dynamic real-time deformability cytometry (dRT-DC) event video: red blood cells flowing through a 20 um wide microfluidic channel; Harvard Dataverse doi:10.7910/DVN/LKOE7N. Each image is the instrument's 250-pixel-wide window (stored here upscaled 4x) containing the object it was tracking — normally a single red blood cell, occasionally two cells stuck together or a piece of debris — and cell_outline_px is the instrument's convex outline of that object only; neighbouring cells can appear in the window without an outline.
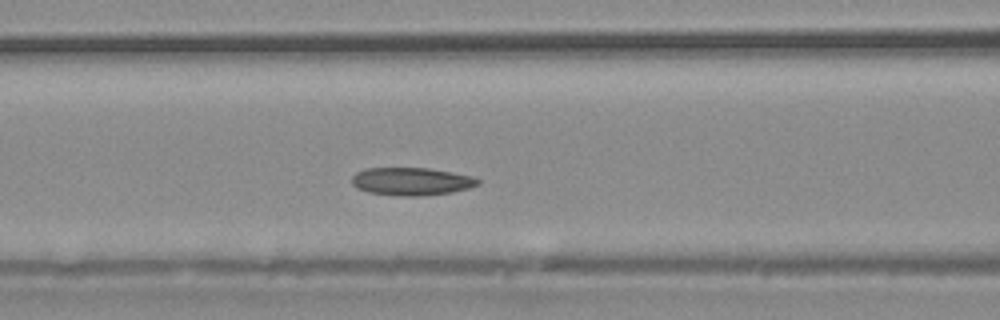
{"species": "common noctule bat (a hibernating species)", "species_latin": "Nyctalus noctula", "temperature_condition": "warm", "stored_images_in_passage": 26, "camera_frame_rate_fps": 3000, "um_per_image_px": 0.085, "animal": {"sex": "male", "body_mass_g": 20.4}, "frame": {"image": 1, "passage_image": 8, "time_ms": 2.333, "image_size_px": [1000, 320], "cell_outline_px": [[480, 184], [468, 188], [452, 192], [416, 196], [400, 196], [368, 192], [356, 188], [352, 184], [352, 176], [356, 172], [368, 168], [428, 168], [452, 172], [472, 176], [480, 180]], "centroid_in_image_um": [34.96, 15.42], "position_along_channel_um": 131.6, "area_um2": 20.4}}